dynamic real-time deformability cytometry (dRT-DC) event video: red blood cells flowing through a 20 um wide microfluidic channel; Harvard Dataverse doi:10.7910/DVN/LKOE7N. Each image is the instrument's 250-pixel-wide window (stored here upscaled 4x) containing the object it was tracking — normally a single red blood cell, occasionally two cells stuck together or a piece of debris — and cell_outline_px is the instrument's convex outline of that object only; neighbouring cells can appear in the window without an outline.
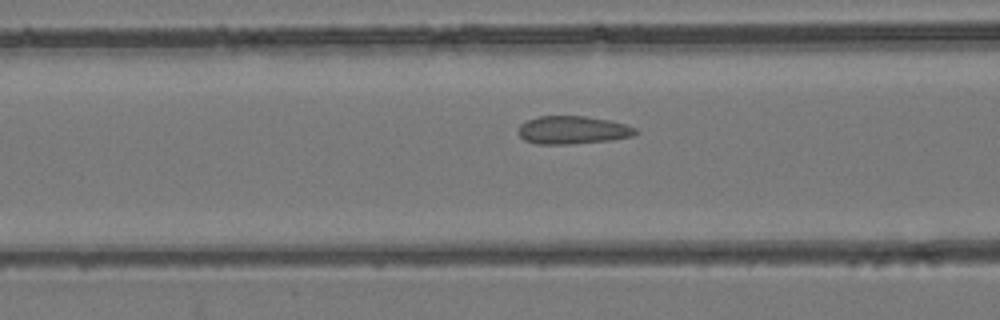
{"species": "common noctule bat (a hibernating species)", "species_latin": "Nyctalus noctula", "temperature_condition": "room temperature", "stored_images_in_passage": 35, "camera_frame_rate_fps": 3000, "um_per_image_px": 0.085, "animal": {"sex": "female", "body_mass_g": 24.6, "forearm_length_mm": 56.2}, "frame": {"image": 1, "passage_image": 8, "time_ms": 2.333, "image_size_px": [1000, 320], "cell_outline_px": [[640, 132], [632, 136], [608, 140], [568, 144], [536, 144], [524, 140], [520, 136], [520, 124], [528, 120], [540, 116], [584, 116], [608, 120], [624, 124], [636, 128]], "centroid_in_image_um": [48.69, 11.05], "position_along_channel_um": 117.9, "area_um2": 18.9}}
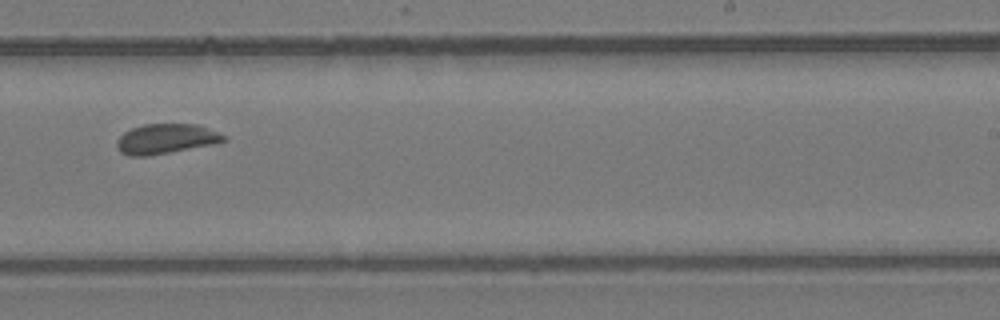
{"frame": {"image": 2, "passage_image": 19, "time_ms": 6.0, "image_size_px": [1000, 320], "cell_outline_px": [[228, 140], [216, 144], [148, 156], [128, 156], [120, 152], [116, 144], [116, 140], [124, 132], [132, 128], [144, 124], [200, 124], [224, 136]], "centroid_in_image_um": [14.1, 11.81], "position_along_channel_um": 274.9, "area_um2": 18.73}}
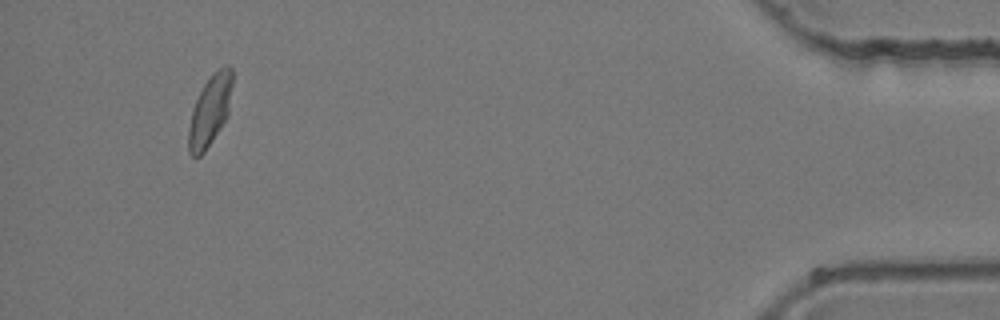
{"frame": {"image": 3, "passage_image": 34, "time_ms": 11.0, "image_size_px": [1000, 320], "cell_outline_px": [[232, 84], [228, 116], [204, 152], [200, 156], [192, 156], [188, 152], [188, 128], [192, 112], [196, 100], [204, 84], [212, 72], [224, 64], [228, 64], [232, 68]], "centroid_in_image_um": [17.86, 9.36], "position_along_channel_um": 417.3, "area_um2": 18.03}}